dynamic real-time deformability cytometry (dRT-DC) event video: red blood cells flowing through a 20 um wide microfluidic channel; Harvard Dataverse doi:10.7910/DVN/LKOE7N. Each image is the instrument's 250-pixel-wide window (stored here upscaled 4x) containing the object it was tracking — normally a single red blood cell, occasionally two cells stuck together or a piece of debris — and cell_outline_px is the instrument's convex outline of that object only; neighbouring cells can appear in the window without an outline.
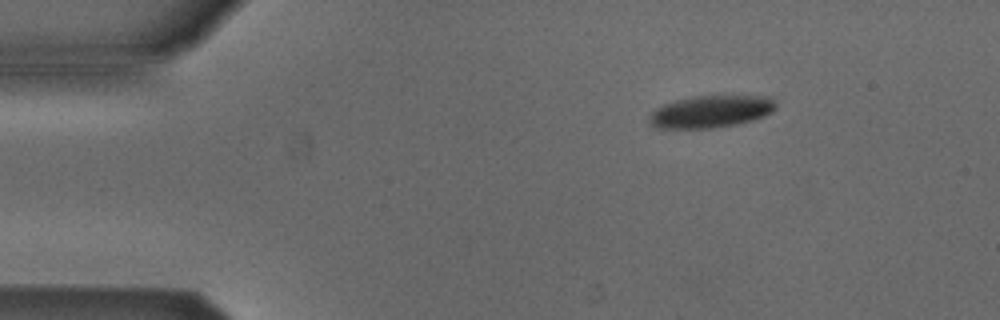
{"species": "Egyptian fruit bat (a non-hibernating species)", "species_latin": "Rousettus aegyptiacus", "temperature_condition": "cold", "stored_images_in_passage": 3, "camera_frame_rate_fps": 3000, "um_per_image_px": 0.085, "animal": {"sex": "male"}, "frame": {"image": 1, "passage_image": 1, "time_ms": 0.0, "image_size_px": [1000, 320], "cell_outline_px": [[776, 108], [772, 112], [764, 116], [752, 120], [736, 124], [712, 128], [656, 128], [648, 120], [648, 116], [656, 108], [664, 104], [676, 100], [692, 96], [768, 96], [776, 104]], "centroid_in_image_um": [60.41, 9.48], "position_along_channel_um": 24.6, "area_um2": 23.64}}